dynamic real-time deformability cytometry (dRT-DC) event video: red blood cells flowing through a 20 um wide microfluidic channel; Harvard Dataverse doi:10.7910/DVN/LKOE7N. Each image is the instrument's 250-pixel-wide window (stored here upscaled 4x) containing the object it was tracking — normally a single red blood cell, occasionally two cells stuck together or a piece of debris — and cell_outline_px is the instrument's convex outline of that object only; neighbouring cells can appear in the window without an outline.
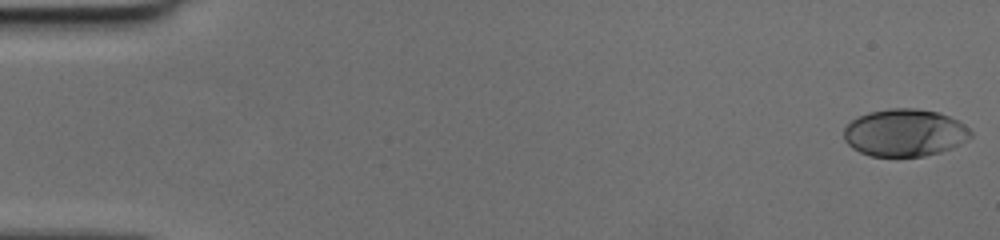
{"species": "human", "species_latin": "Homo sapiens", "temperature_condition": "cold", "stored_images_in_passage": 50, "camera_frame_rate_fps": 3000, "um_per_image_px": 0.085, "donor": {"sex": "female"}, "frame": {"image": 1, "passage_image": 1, "time_ms": 0.0, "image_size_px": [1000, 240], "cell_outline_px": [[972, 136], [952, 148], [940, 152], [924, 156], [896, 160], [872, 156], [860, 152], [852, 148], [844, 140], [844, 128], [852, 120], [868, 112], [888, 108], [916, 108], [936, 112], [948, 116], [964, 124], [972, 132]], "centroid_in_image_um": [76.87, 11.32], "position_along_channel_um": 8.1, "area_um2": 35.66}}
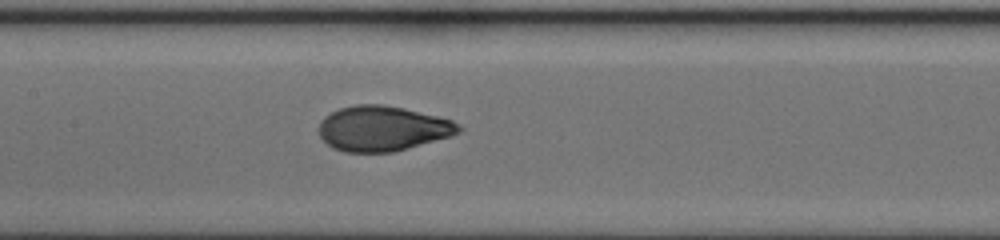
{"frame": {"image": 2, "passage_image": 25, "time_ms": 8.0, "image_size_px": [1000, 240], "cell_outline_px": [[464, 128], [460, 132], [452, 136], [392, 152], [344, 152], [332, 148], [320, 136], [320, 120], [324, 116], [340, 108], [356, 104], [384, 104], [404, 108], [452, 120], [460, 124]], "centroid_in_image_um": [32.53, 10.92], "position_along_channel_um": 174.9, "area_um2": 36.76}}
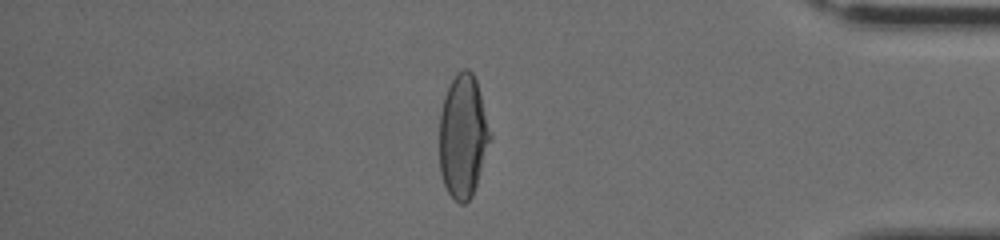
{"frame": {"image": 3, "passage_image": 43, "time_ms": 14.0, "image_size_px": [1000, 240], "cell_outline_px": [[492, 136], [472, 196], [464, 204], [460, 204], [448, 192], [444, 184], [440, 172], [440, 112], [444, 96], [456, 72], [464, 68], [468, 68], [472, 72], [476, 80]], "centroid_in_image_um": [39.35, 11.56], "position_along_channel_um": 395.9, "area_um2": 36.18}}